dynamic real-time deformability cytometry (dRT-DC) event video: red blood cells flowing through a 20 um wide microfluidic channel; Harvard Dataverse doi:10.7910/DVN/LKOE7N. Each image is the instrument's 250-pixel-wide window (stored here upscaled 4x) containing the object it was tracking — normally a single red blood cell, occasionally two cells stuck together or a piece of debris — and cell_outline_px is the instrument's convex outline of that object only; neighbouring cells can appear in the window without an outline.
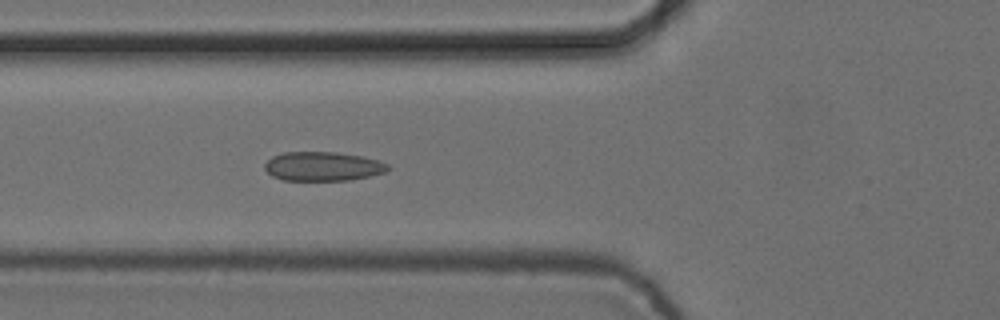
{"species": "common noctule bat (a hibernating species)", "species_latin": "Nyctalus noctula", "temperature_condition": "cold", "stored_images_in_passage": 6, "camera_frame_rate_fps": 3000, "um_per_image_px": 0.085, "animal": {"sex": "female", "body_mass_g": 24.6, "forearm_length_mm": 56.2}, "frame": {"image": 1, "passage_image": 6, "time_ms": 1.667, "image_size_px": [1000, 320], "cell_outline_px": [[392, 168], [384, 172], [368, 176], [348, 180], [284, 180], [272, 176], [264, 168], [264, 164], [272, 156], [284, 152], [336, 152], [364, 156], [380, 160], [388, 164]], "centroid_in_image_um": [27.46, 14.13], "position_along_channel_um": 98.3, "area_um2": 20.98}}